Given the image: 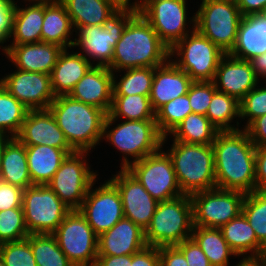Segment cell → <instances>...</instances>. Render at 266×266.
<instances>
[{"instance_id":"obj_32","label":"cell","mask_w":266,"mask_h":266,"mask_svg":"<svg viewBox=\"0 0 266 266\" xmlns=\"http://www.w3.org/2000/svg\"><path fill=\"white\" fill-rule=\"evenodd\" d=\"M66 7L74 29L103 25L118 8L110 0H60Z\"/></svg>"},{"instance_id":"obj_38","label":"cell","mask_w":266,"mask_h":266,"mask_svg":"<svg viewBox=\"0 0 266 266\" xmlns=\"http://www.w3.org/2000/svg\"><path fill=\"white\" fill-rule=\"evenodd\" d=\"M30 246L37 266H74L53 234H30Z\"/></svg>"},{"instance_id":"obj_1","label":"cell","mask_w":266,"mask_h":266,"mask_svg":"<svg viewBox=\"0 0 266 266\" xmlns=\"http://www.w3.org/2000/svg\"><path fill=\"white\" fill-rule=\"evenodd\" d=\"M216 188L255 191V152L247 131H219L213 144Z\"/></svg>"},{"instance_id":"obj_59","label":"cell","mask_w":266,"mask_h":266,"mask_svg":"<svg viewBox=\"0 0 266 266\" xmlns=\"http://www.w3.org/2000/svg\"><path fill=\"white\" fill-rule=\"evenodd\" d=\"M27 1V0H26ZM29 2L31 1L32 3H51L57 0H28Z\"/></svg>"},{"instance_id":"obj_16","label":"cell","mask_w":266,"mask_h":266,"mask_svg":"<svg viewBox=\"0 0 266 266\" xmlns=\"http://www.w3.org/2000/svg\"><path fill=\"white\" fill-rule=\"evenodd\" d=\"M94 184L78 210L99 236L123 219L124 213L120 192L110 180L93 190Z\"/></svg>"},{"instance_id":"obj_6","label":"cell","mask_w":266,"mask_h":266,"mask_svg":"<svg viewBox=\"0 0 266 266\" xmlns=\"http://www.w3.org/2000/svg\"><path fill=\"white\" fill-rule=\"evenodd\" d=\"M190 195L183 194L167 201H159L151 222L144 231L146 245L176 246L190 239L193 231Z\"/></svg>"},{"instance_id":"obj_29","label":"cell","mask_w":266,"mask_h":266,"mask_svg":"<svg viewBox=\"0 0 266 266\" xmlns=\"http://www.w3.org/2000/svg\"><path fill=\"white\" fill-rule=\"evenodd\" d=\"M41 29L42 42L55 44L63 49L73 46L74 40L70 38L74 31L73 24L65 5L60 0L44 3Z\"/></svg>"},{"instance_id":"obj_9","label":"cell","mask_w":266,"mask_h":266,"mask_svg":"<svg viewBox=\"0 0 266 266\" xmlns=\"http://www.w3.org/2000/svg\"><path fill=\"white\" fill-rule=\"evenodd\" d=\"M136 13L137 11L132 9L118 8L103 25L76 27L78 38L74 39L72 47L80 46L82 55L88 61L91 58L98 61L95 66L108 67L112 62L116 43L120 40L128 21Z\"/></svg>"},{"instance_id":"obj_45","label":"cell","mask_w":266,"mask_h":266,"mask_svg":"<svg viewBox=\"0 0 266 266\" xmlns=\"http://www.w3.org/2000/svg\"><path fill=\"white\" fill-rule=\"evenodd\" d=\"M265 114L266 89L255 87L240 100V118H248L246 128L254 119Z\"/></svg>"},{"instance_id":"obj_7","label":"cell","mask_w":266,"mask_h":266,"mask_svg":"<svg viewBox=\"0 0 266 266\" xmlns=\"http://www.w3.org/2000/svg\"><path fill=\"white\" fill-rule=\"evenodd\" d=\"M190 20L193 22L191 34H187L170 49V60L193 81H213L225 53L195 29V15ZM174 55L180 59L177 56V60L172 59Z\"/></svg>"},{"instance_id":"obj_53","label":"cell","mask_w":266,"mask_h":266,"mask_svg":"<svg viewBox=\"0 0 266 266\" xmlns=\"http://www.w3.org/2000/svg\"><path fill=\"white\" fill-rule=\"evenodd\" d=\"M242 16L262 14L266 7V0H236Z\"/></svg>"},{"instance_id":"obj_4","label":"cell","mask_w":266,"mask_h":266,"mask_svg":"<svg viewBox=\"0 0 266 266\" xmlns=\"http://www.w3.org/2000/svg\"><path fill=\"white\" fill-rule=\"evenodd\" d=\"M183 194L216 188L214 149L211 145L174 141L167 151Z\"/></svg>"},{"instance_id":"obj_3","label":"cell","mask_w":266,"mask_h":266,"mask_svg":"<svg viewBox=\"0 0 266 266\" xmlns=\"http://www.w3.org/2000/svg\"><path fill=\"white\" fill-rule=\"evenodd\" d=\"M48 109L75 152H89L103 140L104 110L70 95L55 96Z\"/></svg>"},{"instance_id":"obj_34","label":"cell","mask_w":266,"mask_h":266,"mask_svg":"<svg viewBox=\"0 0 266 266\" xmlns=\"http://www.w3.org/2000/svg\"><path fill=\"white\" fill-rule=\"evenodd\" d=\"M218 133V129L205 115L190 113L170 134L174 141L211 145Z\"/></svg>"},{"instance_id":"obj_36","label":"cell","mask_w":266,"mask_h":266,"mask_svg":"<svg viewBox=\"0 0 266 266\" xmlns=\"http://www.w3.org/2000/svg\"><path fill=\"white\" fill-rule=\"evenodd\" d=\"M205 116L218 131L238 130L239 128L230 123L235 117L240 118V101L226 93L216 91Z\"/></svg>"},{"instance_id":"obj_11","label":"cell","mask_w":266,"mask_h":266,"mask_svg":"<svg viewBox=\"0 0 266 266\" xmlns=\"http://www.w3.org/2000/svg\"><path fill=\"white\" fill-rule=\"evenodd\" d=\"M246 193L214 188L190 195L193 225L220 228L242 213Z\"/></svg>"},{"instance_id":"obj_14","label":"cell","mask_w":266,"mask_h":266,"mask_svg":"<svg viewBox=\"0 0 266 266\" xmlns=\"http://www.w3.org/2000/svg\"><path fill=\"white\" fill-rule=\"evenodd\" d=\"M88 152L69 154L47 184L71 210H78L98 174L86 163Z\"/></svg>"},{"instance_id":"obj_55","label":"cell","mask_w":266,"mask_h":266,"mask_svg":"<svg viewBox=\"0 0 266 266\" xmlns=\"http://www.w3.org/2000/svg\"><path fill=\"white\" fill-rule=\"evenodd\" d=\"M255 74L260 78L266 74V52L250 60Z\"/></svg>"},{"instance_id":"obj_46","label":"cell","mask_w":266,"mask_h":266,"mask_svg":"<svg viewBox=\"0 0 266 266\" xmlns=\"http://www.w3.org/2000/svg\"><path fill=\"white\" fill-rule=\"evenodd\" d=\"M23 188L11 185L0 179V211L11 208H23Z\"/></svg>"},{"instance_id":"obj_58","label":"cell","mask_w":266,"mask_h":266,"mask_svg":"<svg viewBox=\"0 0 266 266\" xmlns=\"http://www.w3.org/2000/svg\"><path fill=\"white\" fill-rule=\"evenodd\" d=\"M10 138L11 137L9 135H0V175H1V165H2L3 151H4V148H5L6 142Z\"/></svg>"},{"instance_id":"obj_15","label":"cell","mask_w":266,"mask_h":266,"mask_svg":"<svg viewBox=\"0 0 266 266\" xmlns=\"http://www.w3.org/2000/svg\"><path fill=\"white\" fill-rule=\"evenodd\" d=\"M186 2V0H143L139 10L169 49L189 34V30H185L188 24Z\"/></svg>"},{"instance_id":"obj_21","label":"cell","mask_w":266,"mask_h":266,"mask_svg":"<svg viewBox=\"0 0 266 266\" xmlns=\"http://www.w3.org/2000/svg\"><path fill=\"white\" fill-rule=\"evenodd\" d=\"M3 53L18 70L50 75L63 48L46 42L6 45Z\"/></svg>"},{"instance_id":"obj_5","label":"cell","mask_w":266,"mask_h":266,"mask_svg":"<svg viewBox=\"0 0 266 266\" xmlns=\"http://www.w3.org/2000/svg\"><path fill=\"white\" fill-rule=\"evenodd\" d=\"M114 122V118L107 114L102 137L123 155L125 154L121 160L122 169H126L132 162L157 152L167 141V137H163L159 132L155 120H125L109 130ZM127 155H130L133 161H129Z\"/></svg>"},{"instance_id":"obj_17","label":"cell","mask_w":266,"mask_h":266,"mask_svg":"<svg viewBox=\"0 0 266 266\" xmlns=\"http://www.w3.org/2000/svg\"><path fill=\"white\" fill-rule=\"evenodd\" d=\"M1 84L29 110L48 109L55 99L50 75L15 70L0 79Z\"/></svg>"},{"instance_id":"obj_47","label":"cell","mask_w":266,"mask_h":266,"mask_svg":"<svg viewBox=\"0 0 266 266\" xmlns=\"http://www.w3.org/2000/svg\"><path fill=\"white\" fill-rule=\"evenodd\" d=\"M176 247L183 253L189 266H211L207 256L192 238L182 241Z\"/></svg>"},{"instance_id":"obj_57","label":"cell","mask_w":266,"mask_h":266,"mask_svg":"<svg viewBox=\"0 0 266 266\" xmlns=\"http://www.w3.org/2000/svg\"><path fill=\"white\" fill-rule=\"evenodd\" d=\"M239 266H266V258L258 260H240Z\"/></svg>"},{"instance_id":"obj_54","label":"cell","mask_w":266,"mask_h":266,"mask_svg":"<svg viewBox=\"0 0 266 266\" xmlns=\"http://www.w3.org/2000/svg\"><path fill=\"white\" fill-rule=\"evenodd\" d=\"M94 266H131V255L97 256Z\"/></svg>"},{"instance_id":"obj_20","label":"cell","mask_w":266,"mask_h":266,"mask_svg":"<svg viewBox=\"0 0 266 266\" xmlns=\"http://www.w3.org/2000/svg\"><path fill=\"white\" fill-rule=\"evenodd\" d=\"M25 146L47 145L72 149L49 109L28 110L16 136Z\"/></svg>"},{"instance_id":"obj_23","label":"cell","mask_w":266,"mask_h":266,"mask_svg":"<svg viewBox=\"0 0 266 266\" xmlns=\"http://www.w3.org/2000/svg\"><path fill=\"white\" fill-rule=\"evenodd\" d=\"M98 256L133 255L146 246L144 230L123 218L98 236Z\"/></svg>"},{"instance_id":"obj_28","label":"cell","mask_w":266,"mask_h":266,"mask_svg":"<svg viewBox=\"0 0 266 266\" xmlns=\"http://www.w3.org/2000/svg\"><path fill=\"white\" fill-rule=\"evenodd\" d=\"M219 229L236 256L245 254L242 260L266 258V249L258 242L255 231L242 213ZM249 252L251 254L246 256Z\"/></svg>"},{"instance_id":"obj_42","label":"cell","mask_w":266,"mask_h":266,"mask_svg":"<svg viewBox=\"0 0 266 266\" xmlns=\"http://www.w3.org/2000/svg\"><path fill=\"white\" fill-rule=\"evenodd\" d=\"M28 236L23 208L0 211V244L21 241Z\"/></svg>"},{"instance_id":"obj_50","label":"cell","mask_w":266,"mask_h":266,"mask_svg":"<svg viewBox=\"0 0 266 266\" xmlns=\"http://www.w3.org/2000/svg\"><path fill=\"white\" fill-rule=\"evenodd\" d=\"M244 129L256 147L266 146V114L254 119Z\"/></svg>"},{"instance_id":"obj_18","label":"cell","mask_w":266,"mask_h":266,"mask_svg":"<svg viewBox=\"0 0 266 266\" xmlns=\"http://www.w3.org/2000/svg\"><path fill=\"white\" fill-rule=\"evenodd\" d=\"M110 181L120 192L124 218L132 220L145 231L155 213L158 201L126 169L121 168Z\"/></svg>"},{"instance_id":"obj_35","label":"cell","mask_w":266,"mask_h":266,"mask_svg":"<svg viewBox=\"0 0 266 266\" xmlns=\"http://www.w3.org/2000/svg\"><path fill=\"white\" fill-rule=\"evenodd\" d=\"M116 121L126 120H155V111L150 99L144 95H113L112 105L108 113Z\"/></svg>"},{"instance_id":"obj_30","label":"cell","mask_w":266,"mask_h":266,"mask_svg":"<svg viewBox=\"0 0 266 266\" xmlns=\"http://www.w3.org/2000/svg\"><path fill=\"white\" fill-rule=\"evenodd\" d=\"M44 18V3H33L29 7L20 8L15 3L11 45H23L42 42L41 32Z\"/></svg>"},{"instance_id":"obj_2","label":"cell","mask_w":266,"mask_h":266,"mask_svg":"<svg viewBox=\"0 0 266 266\" xmlns=\"http://www.w3.org/2000/svg\"><path fill=\"white\" fill-rule=\"evenodd\" d=\"M170 49L160 40L149 22L137 12L127 23L120 40L116 43L111 64L114 73L126 69L164 65Z\"/></svg>"},{"instance_id":"obj_22","label":"cell","mask_w":266,"mask_h":266,"mask_svg":"<svg viewBox=\"0 0 266 266\" xmlns=\"http://www.w3.org/2000/svg\"><path fill=\"white\" fill-rule=\"evenodd\" d=\"M69 95L85 104L110 111L113 98V72L105 66H93Z\"/></svg>"},{"instance_id":"obj_10","label":"cell","mask_w":266,"mask_h":266,"mask_svg":"<svg viewBox=\"0 0 266 266\" xmlns=\"http://www.w3.org/2000/svg\"><path fill=\"white\" fill-rule=\"evenodd\" d=\"M22 207L29 234H53L71 211L48 185L27 187Z\"/></svg>"},{"instance_id":"obj_61","label":"cell","mask_w":266,"mask_h":266,"mask_svg":"<svg viewBox=\"0 0 266 266\" xmlns=\"http://www.w3.org/2000/svg\"><path fill=\"white\" fill-rule=\"evenodd\" d=\"M0 266H5L4 262L0 259Z\"/></svg>"},{"instance_id":"obj_12","label":"cell","mask_w":266,"mask_h":266,"mask_svg":"<svg viewBox=\"0 0 266 266\" xmlns=\"http://www.w3.org/2000/svg\"><path fill=\"white\" fill-rule=\"evenodd\" d=\"M53 235L74 266L95 265L98 256V236L79 210H71Z\"/></svg>"},{"instance_id":"obj_43","label":"cell","mask_w":266,"mask_h":266,"mask_svg":"<svg viewBox=\"0 0 266 266\" xmlns=\"http://www.w3.org/2000/svg\"><path fill=\"white\" fill-rule=\"evenodd\" d=\"M0 259L5 266H37L30 246V234L21 241L0 244Z\"/></svg>"},{"instance_id":"obj_33","label":"cell","mask_w":266,"mask_h":266,"mask_svg":"<svg viewBox=\"0 0 266 266\" xmlns=\"http://www.w3.org/2000/svg\"><path fill=\"white\" fill-rule=\"evenodd\" d=\"M191 238L207 256L211 266H228L229 256H236L219 228L194 226Z\"/></svg>"},{"instance_id":"obj_56","label":"cell","mask_w":266,"mask_h":266,"mask_svg":"<svg viewBox=\"0 0 266 266\" xmlns=\"http://www.w3.org/2000/svg\"><path fill=\"white\" fill-rule=\"evenodd\" d=\"M117 8H128L132 9L134 11L139 12L141 9L143 0L132 2L131 4L130 0H110Z\"/></svg>"},{"instance_id":"obj_41","label":"cell","mask_w":266,"mask_h":266,"mask_svg":"<svg viewBox=\"0 0 266 266\" xmlns=\"http://www.w3.org/2000/svg\"><path fill=\"white\" fill-rule=\"evenodd\" d=\"M192 113L188 95L179 96L164 104L155 112L157 128L163 137H167L182 122V120Z\"/></svg>"},{"instance_id":"obj_19","label":"cell","mask_w":266,"mask_h":266,"mask_svg":"<svg viewBox=\"0 0 266 266\" xmlns=\"http://www.w3.org/2000/svg\"><path fill=\"white\" fill-rule=\"evenodd\" d=\"M259 78L251 62L225 54L217 67L213 83L217 91L237 98L239 101L253 88L259 87Z\"/></svg>"},{"instance_id":"obj_25","label":"cell","mask_w":266,"mask_h":266,"mask_svg":"<svg viewBox=\"0 0 266 266\" xmlns=\"http://www.w3.org/2000/svg\"><path fill=\"white\" fill-rule=\"evenodd\" d=\"M266 52V18L262 14L243 16L235 46L229 53L239 59L250 61Z\"/></svg>"},{"instance_id":"obj_37","label":"cell","mask_w":266,"mask_h":266,"mask_svg":"<svg viewBox=\"0 0 266 266\" xmlns=\"http://www.w3.org/2000/svg\"><path fill=\"white\" fill-rule=\"evenodd\" d=\"M28 108L19 102L0 82V135L16 137L23 125Z\"/></svg>"},{"instance_id":"obj_62","label":"cell","mask_w":266,"mask_h":266,"mask_svg":"<svg viewBox=\"0 0 266 266\" xmlns=\"http://www.w3.org/2000/svg\"><path fill=\"white\" fill-rule=\"evenodd\" d=\"M262 78H266V74L262 76ZM266 83V82H265ZM266 86V85H265ZM264 89H266V87H263Z\"/></svg>"},{"instance_id":"obj_49","label":"cell","mask_w":266,"mask_h":266,"mask_svg":"<svg viewBox=\"0 0 266 266\" xmlns=\"http://www.w3.org/2000/svg\"><path fill=\"white\" fill-rule=\"evenodd\" d=\"M131 266H161L159 248L146 245L131 255Z\"/></svg>"},{"instance_id":"obj_40","label":"cell","mask_w":266,"mask_h":266,"mask_svg":"<svg viewBox=\"0 0 266 266\" xmlns=\"http://www.w3.org/2000/svg\"><path fill=\"white\" fill-rule=\"evenodd\" d=\"M242 214L255 231L258 242L266 249V191L246 193Z\"/></svg>"},{"instance_id":"obj_52","label":"cell","mask_w":266,"mask_h":266,"mask_svg":"<svg viewBox=\"0 0 266 266\" xmlns=\"http://www.w3.org/2000/svg\"><path fill=\"white\" fill-rule=\"evenodd\" d=\"M161 266H189L183 253L176 246L159 247Z\"/></svg>"},{"instance_id":"obj_60","label":"cell","mask_w":266,"mask_h":266,"mask_svg":"<svg viewBox=\"0 0 266 266\" xmlns=\"http://www.w3.org/2000/svg\"><path fill=\"white\" fill-rule=\"evenodd\" d=\"M262 15L266 18V7H265V9H264Z\"/></svg>"},{"instance_id":"obj_44","label":"cell","mask_w":266,"mask_h":266,"mask_svg":"<svg viewBox=\"0 0 266 266\" xmlns=\"http://www.w3.org/2000/svg\"><path fill=\"white\" fill-rule=\"evenodd\" d=\"M216 91L212 81H193L187 93L192 113L206 115Z\"/></svg>"},{"instance_id":"obj_26","label":"cell","mask_w":266,"mask_h":266,"mask_svg":"<svg viewBox=\"0 0 266 266\" xmlns=\"http://www.w3.org/2000/svg\"><path fill=\"white\" fill-rule=\"evenodd\" d=\"M82 53L67 52V49L59 54L57 62L50 74L51 88L55 96L69 95L76 83L93 67Z\"/></svg>"},{"instance_id":"obj_13","label":"cell","mask_w":266,"mask_h":266,"mask_svg":"<svg viewBox=\"0 0 266 266\" xmlns=\"http://www.w3.org/2000/svg\"><path fill=\"white\" fill-rule=\"evenodd\" d=\"M161 150L160 148L157 152L132 162L126 168L158 202L183 195L172 160L167 152Z\"/></svg>"},{"instance_id":"obj_39","label":"cell","mask_w":266,"mask_h":266,"mask_svg":"<svg viewBox=\"0 0 266 266\" xmlns=\"http://www.w3.org/2000/svg\"><path fill=\"white\" fill-rule=\"evenodd\" d=\"M120 81L113 73V95H144L150 97L154 68L126 69ZM117 81V82H116Z\"/></svg>"},{"instance_id":"obj_31","label":"cell","mask_w":266,"mask_h":266,"mask_svg":"<svg viewBox=\"0 0 266 266\" xmlns=\"http://www.w3.org/2000/svg\"><path fill=\"white\" fill-rule=\"evenodd\" d=\"M0 179L24 190L33 186L27 164L26 146L11 137L5 144Z\"/></svg>"},{"instance_id":"obj_48","label":"cell","mask_w":266,"mask_h":266,"mask_svg":"<svg viewBox=\"0 0 266 266\" xmlns=\"http://www.w3.org/2000/svg\"><path fill=\"white\" fill-rule=\"evenodd\" d=\"M14 8V0H0V44H4L11 34Z\"/></svg>"},{"instance_id":"obj_8","label":"cell","mask_w":266,"mask_h":266,"mask_svg":"<svg viewBox=\"0 0 266 266\" xmlns=\"http://www.w3.org/2000/svg\"><path fill=\"white\" fill-rule=\"evenodd\" d=\"M195 14V29L225 54L235 46L242 14L236 0H202Z\"/></svg>"},{"instance_id":"obj_51","label":"cell","mask_w":266,"mask_h":266,"mask_svg":"<svg viewBox=\"0 0 266 266\" xmlns=\"http://www.w3.org/2000/svg\"><path fill=\"white\" fill-rule=\"evenodd\" d=\"M255 190L266 191V146L256 147Z\"/></svg>"},{"instance_id":"obj_24","label":"cell","mask_w":266,"mask_h":266,"mask_svg":"<svg viewBox=\"0 0 266 266\" xmlns=\"http://www.w3.org/2000/svg\"><path fill=\"white\" fill-rule=\"evenodd\" d=\"M193 80L178 68L172 60L154 68V78L150 93V102L156 112L164 104L188 93Z\"/></svg>"},{"instance_id":"obj_27","label":"cell","mask_w":266,"mask_h":266,"mask_svg":"<svg viewBox=\"0 0 266 266\" xmlns=\"http://www.w3.org/2000/svg\"><path fill=\"white\" fill-rule=\"evenodd\" d=\"M73 149H58L47 145L26 146L27 164L33 185H47Z\"/></svg>"}]
</instances>
